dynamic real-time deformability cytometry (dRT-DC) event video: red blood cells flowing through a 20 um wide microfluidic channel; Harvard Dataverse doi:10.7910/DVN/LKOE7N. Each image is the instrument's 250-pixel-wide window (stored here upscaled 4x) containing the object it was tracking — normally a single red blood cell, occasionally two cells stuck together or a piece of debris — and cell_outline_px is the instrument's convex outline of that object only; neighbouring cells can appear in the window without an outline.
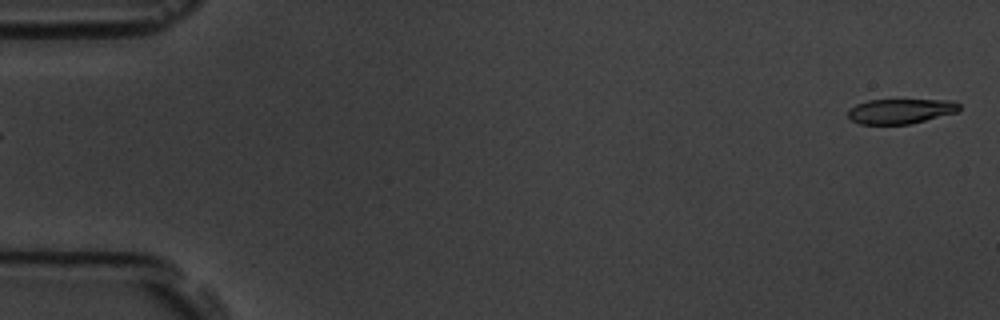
{"species": "common noctule bat (a hibernating species)", "species_latin": "Nyctalus noctula", "temperature_condition": "room temperature", "stored_images_in_passage": 6, "segment_of_instrument_passage": [2, 2], "camera_frame_rate_fps": 3000, "um_per_image_px": 0.085, "animal": {"sex": "male", "body_mass_g": 19.5, "forearm_length_mm": 54.6}, "frame": {"image": 1, "passage_image": 6, "time_ms": 5.667, "image_size_px": [1000, 320], "cell_outline_px": [[960, 108], [956, 112], [908, 124], [860, 124], [852, 120], [848, 116], [848, 108], [856, 104], [868, 100], [956, 100], [960, 104]], "centroid_in_image_um": [76.53, 9.44], "position_along_channel_um": 8.5, "area_um2": 16.07}}